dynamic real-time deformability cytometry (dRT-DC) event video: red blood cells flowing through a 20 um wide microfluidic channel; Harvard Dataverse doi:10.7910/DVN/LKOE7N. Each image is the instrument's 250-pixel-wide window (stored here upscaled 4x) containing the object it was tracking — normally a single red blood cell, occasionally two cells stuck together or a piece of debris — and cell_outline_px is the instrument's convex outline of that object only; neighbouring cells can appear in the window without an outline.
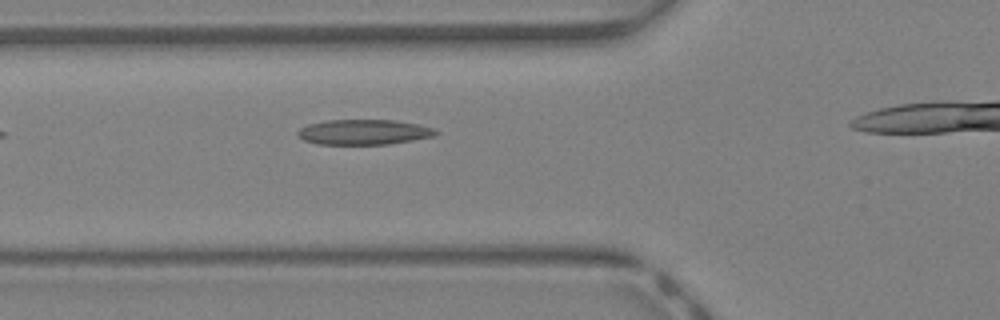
{"species": "Egyptian fruit bat (a non-hibernating species)", "species_latin": "Rousettus aegyptiacus", "temperature_condition": "warm", "stored_images_in_passage": 18, "camera_frame_rate_fps": 3000, "um_per_image_px": 0.085, "animal": {"sex": "female"}, "frame": {"image": 1, "passage_image": 2, "time_ms": 0.333, "image_size_px": [1000, 320], "cell_outline_px": [[440, 132], [432, 136], [412, 140], [388, 144], [316, 144], [304, 140], [296, 132], [300, 128], [308, 124], [328, 120], [392, 120], [416, 124], [432, 128]], "centroid_in_image_um": [30.89, 11.23], "position_along_channel_um": 94.9, "area_um2": 20.0}}
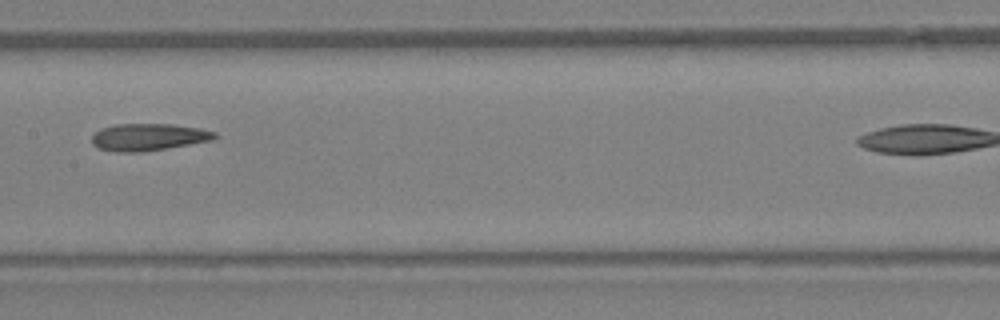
{"frame": {"image": 2, "passage_image": 8, "time_ms": 2.333, "image_size_px": [1000, 320], "cell_outline_px": [[220, 136], [212, 140], [140, 152], [116, 152], [96, 148], [92, 144], [92, 136], [100, 128], [116, 124], [172, 124], [200, 128], [216, 132]], "centroid_in_image_um": [12.6, 11.64], "position_along_channel_um": 194.8, "area_um2": 19.42}}
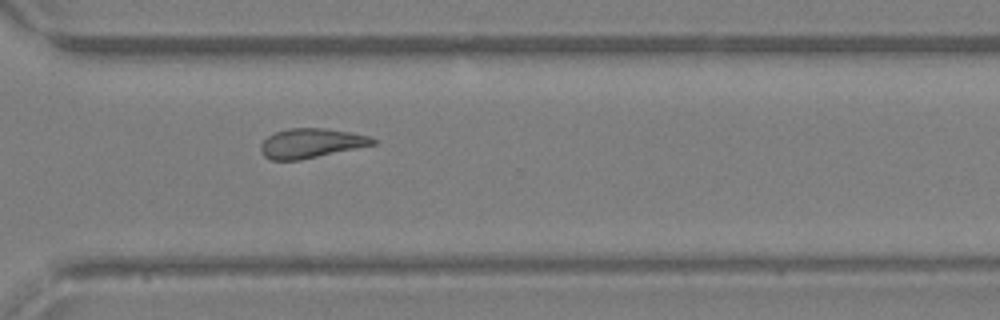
{"frame": {"image": 3, "passage_image": 17, "time_ms": 5.333, "image_size_px": [1000, 320], "cell_outline_px": [[376, 144], [300, 160], [272, 160], [264, 156], [260, 152], [260, 144], [268, 136], [276, 132], [288, 128], [324, 128], [352, 132], [368, 136], [376, 140]], "centroid_in_image_um": [26.42, 12.17], "position_along_channel_um": 344.2, "area_um2": 19.25}}